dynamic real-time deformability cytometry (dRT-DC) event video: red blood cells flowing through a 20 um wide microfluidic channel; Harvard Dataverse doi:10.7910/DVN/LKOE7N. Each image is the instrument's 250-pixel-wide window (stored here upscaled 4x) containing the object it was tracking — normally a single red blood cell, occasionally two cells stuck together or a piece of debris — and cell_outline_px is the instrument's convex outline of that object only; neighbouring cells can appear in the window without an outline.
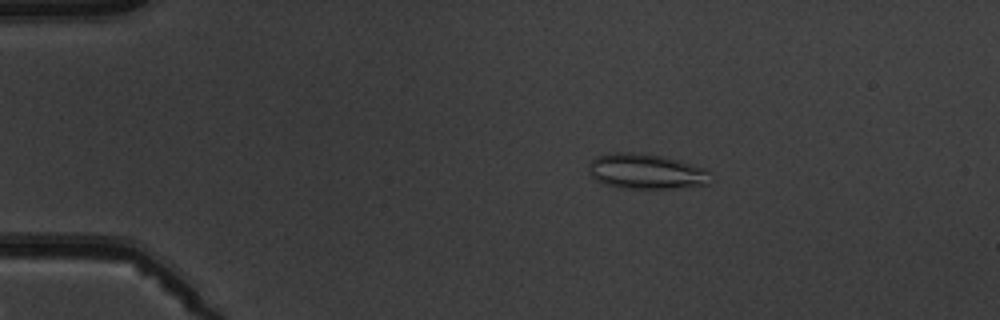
{"species": "common noctule bat (a hibernating species)", "species_latin": "Nyctalus noctula", "temperature_condition": "warm", "stored_images_in_passage": 5, "camera_frame_rate_fps": 3000, "um_per_image_px": 0.085, "animal": {"sex": "male", "body_mass_g": 19.5, "forearm_length_mm": 54.6}, "frame": {"image": 1, "passage_image": 1, "time_ms": 0.0, "image_size_px": [1000, 320], "cell_outline_px": [[708, 184], [672, 188], [620, 188], [604, 184], [596, 180], [588, 172], [588, 164], [596, 156], [616, 152], [636, 152], [660, 156], [680, 160], [708, 168]], "centroid_in_image_um": [54.88, 14.56], "position_along_channel_um": 30.1, "area_um2": 25.03}}
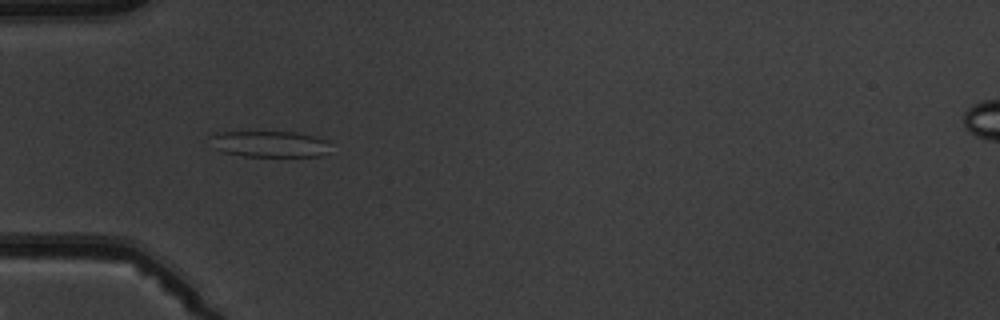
{"frame": {"image": 2, "passage_image": 3, "time_ms": 2.333, "image_size_px": [1000, 320], "cell_outline_px": [[328, 140], [324, 156], [240, 156], [220, 152], [212, 148], [208, 136], [208, 132], [296, 132], [316, 136]], "centroid_in_image_um": [22.78, 12.23], "position_along_channel_um": 62.2, "area_um2": 18.73}}
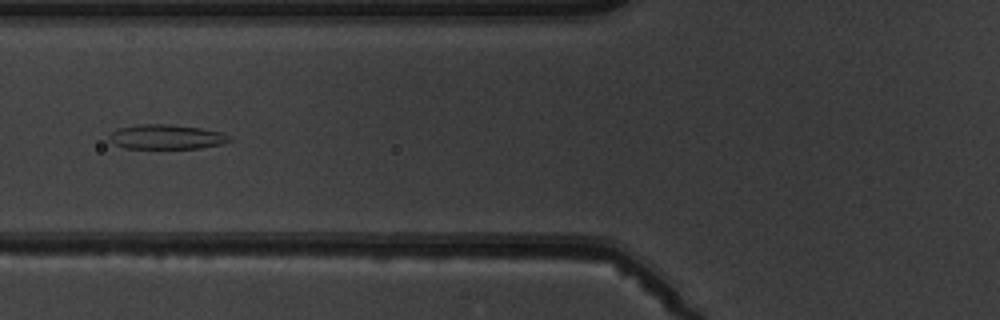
{"frame": {"image": 3, "passage_image": 4, "time_ms": 3.667, "image_size_px": [1000, 320], "cell_outline_px": [[232, 140], [224, 144], [200, 148], [124, 148], [108, 140], [108, 136], [116, 128], [136, 124], [168, 124], [200, 128], [224, 132], [232, 136]], "centroid_in_image_um": [14.17, 11.63], "position_along_channel_um": 111.6, "area_um2": 17.51}}